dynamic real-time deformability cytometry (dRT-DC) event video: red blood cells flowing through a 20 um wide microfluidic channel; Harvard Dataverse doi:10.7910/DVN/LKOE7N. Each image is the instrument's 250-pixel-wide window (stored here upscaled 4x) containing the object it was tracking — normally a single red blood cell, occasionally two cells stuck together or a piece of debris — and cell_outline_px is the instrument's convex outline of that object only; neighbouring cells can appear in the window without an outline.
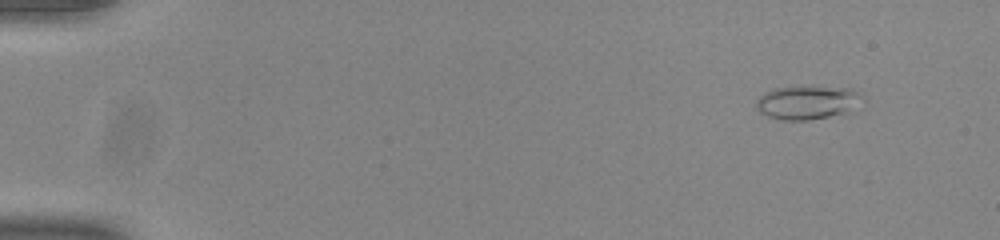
{"species": "common noctule bat (a hibernating species)", "species_latin": "Nyctalus noctula", "temperature_condition": "room temperature", "stored_images_in_passage": 50, "camera_frame_rate_fps": 3000, "um_per_image_px": 0.085, "animal": {"sex": "male", "body_mass_g": 20.0, "forearm_length_mm": 53.3}, "frame": {"image": 1, "passage_image": 1, "time_ms": 0.0, "image_size_px": [1000, 240], "cell_outline_px": [[856, 92], [844, 108], [840, 112], [828, 116], [808, 120], [784, 120], [768, 116], [760, 112], [756, 108], [756, 100], [764, 92], [776, 88], [852, 88]], "centroid_in_image_um": [68.3, 8.72], "position_along_channel_um": 16.7, "area_um2": 18.73}}
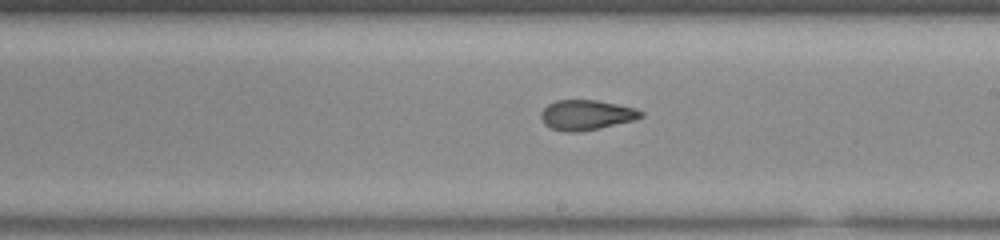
{"frame": {"image": 2, "passage_image": 28, "time_ms": 9.0, "image_size_px": [1000, 240], "cell_outline_px": [[644, 116], [636, 120], [580, 132], [564, 132], [552, 128], [544, 124], [540, 116], [540, 112], [548, 104], [556, 100], [596, 100], [636, 108], [644, 112]], "centroid_in_image_um": [49.85, 9.77], "position_along_channel_um": 239.2, "area_um2": 17.63}}
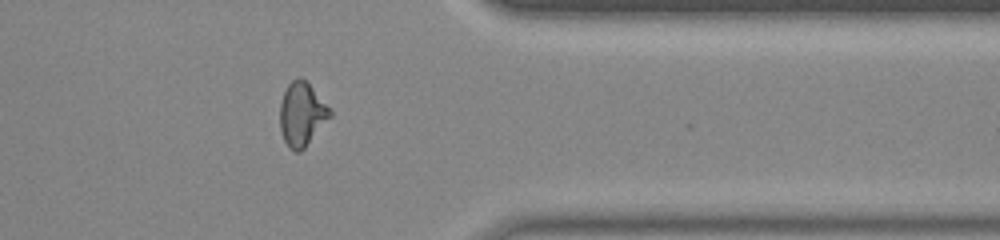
{"frame": {"image": 3, "passage_image": 40, "time_ms": 13.0, "image_size_px": [1000, 240], "cell_outline_px": [[332, 116], [304, 148], [300, 152], [296, 152], [288, 148], [284, 140], [280, 128], [280, 104], [284, 92], [288, 84], [292, 80], [300, 76], [332, 108]], "centroid_in_image_um": [25.67, 9.72], "position_along_channel_um": 385.7, "area_um2": 18.61}, "authors_computed_cell_mechanics": {"area_um2": 17.918, "velocity_mm_per_s": 3.8938, "shape_relaxation_time_tau1_ms": 10.3236, "shape_relaxation_time_tau2_ms": 1.4733, "deformation_change_tau1": 0.3214, "deformation_change_tau2": 0.0834}}